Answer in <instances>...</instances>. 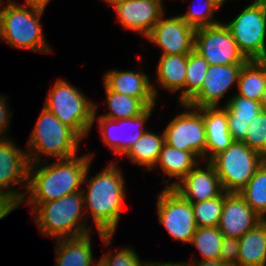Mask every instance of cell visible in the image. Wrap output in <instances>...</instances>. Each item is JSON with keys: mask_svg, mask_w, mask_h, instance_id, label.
<instances>
[{"mask_svg": "<svg viewBox=\"0 0 266 266\" xmlns=\"http://www.w3.org/2000/svg\"><path fill=\"white\" fill-rule=\"evenodd\" d=\"M148 266H187V264L185 263V262H165V263H163V262H150L149 261V264H148Z\"/></svg>", "mask_w": 266, "mask_h": 266, "instance_id": "40", "label": "cell"}, {"mask_svg": "<svg viewBox=\"0 0 266 266\" xmlns=\"http://www.w3.org/2000/svg\"><path fill=\"white\" fill-rule=\"evenodd\" d=\"M100 266H148L149 262H141L136 251L131 247L112 253L109 250L98 260Z\"/></svg>", "mask_w": 266, "mask_h": 266, "instance_id": "35", "label": "cell"}, {"mask_svg": "<svg viewBox=\"0 0 266 266\" xmlns=\"http://www.w3.org/2000/svg\"><path fill=\"white\" fill-rule=\"evenodd\" d=\"M26 6L8 0L5 7L0 9V38L15 48L52 52L44 40L40 23L45 8L29 4Z\"/></svg>", "mask_w": 266, "mask_h": 266, "instance_id": "4", "label": "cell"}, {"mask_svg": "<svg viewBox=\"0 0 266 266\" xmlns=\"http://www.w3.org/2000/svg\"><path fill=\"white\" fill-rule=\"evenodd\" d=\"M236 86V95L260 102L266 86V60H250L243 65Z\"/></svg>", "mask_w": 266, "mask_h": 266, "instance_id": "26", "label": "cell"}, {"mask_svg": "<svg viewBox=\"0 0 266 266\" xmlns=\"http://www.w3.org/2000/svg\"><path fill=\"white\" fill-rule=\"evenodd\" d=\"M2 4H3V2H2V0H0V9L2 8L1 6H2Z\"/></svg>", "mask_w": 266, "mask_h": 266, "instance_id": "44", "label": "cell"}, {"mask_svg": "<svg viewBox=\"0 0 266 266\" xmlns=\"http://www.w3.org/2000/svg\"><path fill=\"white\" fill-rule=\"evenodd\" d=\"M225 201V191L212 199L192 203L197 227H218Z\"/></svg>", "mask_w": 266, "mask_h": 266, "instance_id": "32", "label": "cell"}, {"mask_svg": "<svg viewBox=\"0 0 266 266\" xmlns=\"http://www.w3.org/2000/svg\"><path fill=\"white\" fill-rule=\"evenodd\" d=\"M242 141L266 158V111L262 110L248 125Z\"/></svg>", "mask_w": 266, "mask_h": 266, "instance_id": "34", "label": "cell"}, {"mask_svg": "<svg viewBox=\"0 0 266 266\" xmlns=\"http://www.w3.org/2000/svg\"><path fill=\"white\" fill-rule=\"evenodd\" d=\"M238 193L259 216L266 220V160Z\"/></svg>", "mask_w": 266, "mask_h": 266, "instance_id": "29", "label": "cell"}, {"mask_svg": "<svg viewBox=\"0 0 266 266\" xmlns=\"http://www.w3.org/2000/svg\"><path fill=\"white\" fill-rule=\"evenodd\" d=\"M186 111L173 118L164 130L165 142L179 150L194 152L206 161L207 136L203 108L181 103ZM189 109V110H188Z\"/></svg>", "mask_w": 266, "mask_h": 266, "instance_id": "9", "label": "cell"}, {"mask_svg": "<svg viewBox=\"0 0 266 266\" xmlns=\"http://www.w3.org/2000/svg\"><path fill=\"white\" fill-rule=\"evenodd\" d=\"M29 165L27 152L9 140V137L0 138V191L13 196L20 204L27 199L25 194L28 186ZM20 184L24 186L23 193L14 190V186Z\"/></svg>", "mask_w": 266, "mask_h": 266, "instance_id": "12", "label": "cell"}, {"mask_svg": "<svg viewBox=\"0 0 266 266\" xmlns=\"http://www.w3.org/2000/svg\"><path fill=\"white\" fill-rule=\"evenodd\" d=\"M90 166L87 169L84 183L87 185V193H84V203L86 213L89 211L94 220L96 228L104 245L108 246L112 241L113 234L117 228L123 200L125 195V181L116 163L111 162L108 166L86 180ZM86 193V195H85Z\"/></svg>", "mask_w": 266, "mask_h": 266, "instance_id": "2", "label": "cell"}, {"mask_svg": "<svg viewBox=\"0 0 266 266\" xmlns=\"http://www.w3.org/2000/svg\"><path fill=\"white\" fill-rule=\"evenodd\" d=\"M26 4L35 5L42 8H46L50 0H24Z\"/></svg>", "mask_w": 266, "mask_h": 266, "instance_id": "41", "label": "cell"}, {"mask_svg": "<svg viewBox=\"0 0 266 266\" xmlns=\"http://www.w3.org/2000/svg\"><path fill=\"white\" fill-rule=\"evenodd\" d=\"M187 67V55H161L156 67L158 86L167 91L176 92L183 90L179 103H185V78ZM160 84V85H159Z\"/></svg>", "mask_w": 266, "mask_h": 266, "instance_id": "23", "label": "cell"}, {"mask_svg": "<svg viewBox=\"0 0 266 266\" xmlns=\"http://www.w3.org/2000/svg\"><path fill=\"white\" fill-rule=\"evenodd\" d=\"M238 266H266V220L239 239Z\"/></svg>", "mask_w": 266, "mask_h": 266, "instance_id": "25", "label": "cell"}, {"mask_svg": "<svg viewBox=\"0 0 266 266\" xmlns=\"http://www.w3.org/2000/svg\"><path fill=\"white\" fill-rule=\"evenodd\" d=\"M157 214L159 223L174 240L190 244L197 229L192 203L173 188H164L157 197Z\"/></svg>", "mask_w": 266, "mask_h": 266, "instance_id": "11", "label": "cell"}, {"mask_svg": "<svg viewBox=\"0 0 266 266\" xmlns=\"http://www.w3.org/2000/svg\"><path fill=\"white\" fill-rule=\"evenodd\" d=\"M81 140L71 128L61 123L43 107L27 144L31 151V153L27 152L29 162H42L43 158L40 159L39 154L51 156L57 160L76 156Z\"/></svg>", "mask_w": 266, "mask_h": 266, "instance_id": "6", "label": "cell"}, {"mask_svg": "<svg viewBox=\"0 0 266 266\" xmlns=\"http://www.w3.org/2000/svg\"><path fill=\"white\" fill-rule=\"evenodd\" d=\"M114 7L119 23L125 29L140 33L145 38L165 15L162 0H126Z\"/></svg>", "mask_w": 266, "mask_h": 266, "instance_id": "16", "label": "cell"}, {"mask_svg": "<svg viewBox=\"0 0 266 266\" xmlns=\"http://www.w3.org/2000/svg\"><path fill=\"white\" fill-rule=\"evenodd\" d=\"M223 238L218 227H197L190 244L200 251L202 260H219Z\"/></svg>", "mask_w": 266, "mask_h": 266, "instance_id": "30", "label": "cell"}, {"mask_svg": "<svg viewBox=\"0 0 266 266\" xmlns=\"http://www.w3.org/2000/svg\"><path fill=\"white\" fill-rule=\"evenodd\" d=\"M225 2L226 0H202V4L198 9L190 6L189 11L186 14L180 15V17L195 29L214 26L221 22L212 20L214 18L213 15Z\"/></svg>", "mask_w": 266, "mask_h": 266, "instance_id": "33", "label": "cell"}, {"mask_svg": "<svg viewBox=\"0 0 266 266\" xmlns=\"http://www.w3.org/2000/svg\"><path fill=\"white\" fill-rule=\"evenodd\" d=\"M21 204L11 195L0 191V220L6 217L12 210H15Z\"/></svg>", "mask_w": 266, "mask_h": 266, "instance_id": "37", "label": "cell"}, {"mask_svg": "<svg viewBox=\"0 0 266 266\" xmlns=\"http://www.w3.org/2000/svg\"><path fill=\"white\" fill-rule=\"evenodd\" d=\"M219 259L227 266H238L239 239L224 236Z\"/></svg>", "mask_w": 266, "mask_h": 266, "instance_id": "36", "label": "cell"}, {"mask_svg": "<svg viewBox=\"0 0 266 266\" xmlns=\"http://www.w3.org/2000/svg\"><path fill=\"white\" fill-rule=\"evenodd\" d=\"M55 247V266H97L93 264L91 233L74 238L59 239ZM93 262V263H92Z\"/></svg>", "mask_w": 266, "mask_h": 266, "instance_id": "22", "label": "cell"}, {"mask_svg": "<svg viewBox=\"0 0 266 266\" xmlns=\"http://www.w3.org/2000/svg\"><path fill=\"white\" fill-rule=\"evenodd\" d=\"M243 65H210L202 88L187 102L196 107H217L232 85L238 82Z\"/></svg>", "mask_w": 266, "mask_h": 266, "instance_id": "15", "label": "cell"}, {"mask_svg": "<svg viewBox=\"0 0 266 266\" xmlns=\"http://www.w3.org/2000/svg\"><path fill=\"white\" fill-rule=\"evenodd\" d=\"M108 114L100 115L113 120L133 118L140 116L148 107L138 98H133L122 93L111 91L105 84Z\"/></svg>", "mask_w": 266, "mask_h": 266, "instance_id": "28", "label": "cell"}, {"mask_svg": "<svg viewBox=\"0 0 266 266\" xmlns=\"http://www.w3.org/2000/svg\"><path fill=\"white\" fill-rule=\"evenodd\" d=\"M164 142V131L163 134H156L146 130L124 155L133 164L145 165L147 170L151 171L156 167Z\"/></svg>", "mask_w": 266, "mask_h": 266, "instance_id": "27", "label": "cell"}, {"mask_svg": "<svg viewBox=\"0 0 266 266\" xmlns=\"http://www.w3.org/2000/svg\"><path fill=\"white\" fill-rule=\"evenodd\" d=\"M228 128L233 141H242L247 133L248 125L263 110L260 102L234 95L225 104Z\"/></svg>", "mask_w": 266, "mask_h": 266, "instance_id": "21", "label": "cell"}, {"mask_svg": "<svg viewBox=\"0 0 266 266\" xmlns=\"http://www.w3.org/2000/svg\"><path fill=\"white\" fill-rule=\"evenodd\" d=\"M154 107H149L140 116L127 119L113 120L98 116L96 121L98 122L104 144L114 154L124 156L131 145L145 133L144 125L146 120L149 119ZM131 128L133 130H130Z\"/></svg>", "mask_w": 266, "mask_h": 266, "instance_id": "14", "label": "cell"}, {"mask_svg": "<svg viewBox=\"0 0 266 266\" xmlns=\"http://www.w3.org/2000/svg\"><path fill=\"white\" fill-rule=\"evenodd\" d=\"M105 1H106L107 4L115 6V5H117V4H119V3L123 2V1H126V0H105Z\"/></svg>", "mask_w": 266, "mask_h": 266, "instance_id": "43", "label": "cell"}, {"mask_svg": "<svg viewBox=\"0 0 266 266\" xmlns=\"http://www.w3.org/2000/svg\"><path fill=\"white\" fill-rule=\"evenodd\" d=\"M209 66L207 60L196 51L193 50L187 55L185 103L202 88Z\"/></svg>", "mask_w": 266, "mask_h": 266, "instance_id": "31", "label": "cell"}, {"mask_svg": "<svg viewBox=\"0 0 266 266\" xmlns=\"http://www.w3.org/2000/svg\"><path fill=\"white\" fill-rule=\"evenodd\" d=\"M84 205V193L78 191L39 206H32L31 211L36 215L35 223L41 234L59 240L80 237L91 232L84 218Z\"/></svg>", "mask_w": 266, "mask_h": 266, "instance_id": "3", "label": "cell"}, {"mask_svg": "<svg viewBox=\"0 0 266 266\" xmlns=\"http://www.w3.org/2000/svg\"><path fill=\"white\" fill-rule=\"evenodd\" d=\"M104 84L111 90L140 99L148 108L155 106L158 91L144 72L112 70L104 75Z\"/></svg>", "mask_w": 266, "mask_h": 266, "instance_id": "19", "label": "cell"}, {"mask_svg": "<svg viewBox=\"0 0 266 266\" xmlns=\"http://www.w3.org/2000/svg\"><path fill=\"white\" fill-rule=\"evenodd\" d=\"M155 24L146 37L162 49L161 55H188L194 50L196 29L188 25L180 16L163 18Z\"/></svg>", "mask_w": 266, "mask_h": 266, "instance_id": "13", "label": "cell"}, {"mask_svg": "<svg viewBox=\"0 0 266 266\" xmlns=\"http://www.w3.org/2000/svg\"><path fill=\"white\" fill-rule=\"evenodd\" d=\"M203 121L205 124L207 145L206 161L225 151L233 142L228 128L227 111L217 107H203Z\"/></svg>", "mask_w": 266, "mask_h": 266, "instance_id": "20", "label": "cell"}, {"mask_svg": "<svg viewBox=\"0 0 266 266\" xmlns=\"http://www.w3.org/2000/svg\"><path fill=\"white\" fill-rule=\"evenodd\" d=\"M82 156V157H81ZM58 159L53 164L45 161L30 163L25 197L31 206H39L65 195L82 191V184L93 154Z\"/></svg>", "mask_w": 266, "mask_h": 266, "instance_id": "1", "label": "cell"}, {"mask_svg": "<svg viewBox=\"0 0 266 266\" xmlns=\"http://www.w3.org/2000/svg\"><path fill=\"white\" fill-rule=\"evenodd\" d=\"M206 168L197 165L173 189L190 203L202 202L221 195L224 190L213 165L206 161Z\"/></svg>", "mask_w": 266, "mask_h": 266, "instance_id": "18", "label": "cell"}, {"mask_svg": "<svg viewBox=\"0 0 266 266\" xmlns=\"http://www.w3.org/2000/svg\"><path fill=\"white\" fill-rule=\"evenodd\" d=\"M199 159L194 152L179 150L164 142L156 166L159 165L170 179L177 178L175 182L169 186L166 185L165 188H173L196 165H199Z\"/></svg>", "mask_w": 266, "mask_h": 266, "instance_id": "24", "label": "cell"}, {"mask_svg": "<svg viewBox=\"0 0 266 266\" xmlns=\"http://www.w3.org/2000/svg\"><path fill=\"white\" fill-rule=\"evenodd\" d=\"M263 220L239 193L225 192L223 211L218 224L223 236L240 239Z\"/></svg>", "mask_w": 266, "mask_h": 266, "instance_id": "17", "label": "cell"}, {"mask_svg": "<svg viewBox=\"0 0 266 266\" xmlns=\"http://www.w3.org/2000/svg\"><path fill=\"white\" fill-rule=\"evenodd\" d=\"M265 160L243 141H233L225 151L215 155L209 162L217 172L223 190L238 193Z\"/></svg>", "mask_w": 266, "mask_h": 266, "instance_id": "7", "label": "cell"}, {"mask_svg": "<svg viewBox=\"0 0 266 266\" xmlns=\"http://www.w3.org/2000/svg\"><path fill=\"white\" fill-rule=\"evenodd\" d=\"M6 99L7 97L0 95V138H6L4 133L9 129V121L12 114L5 103Z\"/></svg>", "mask_w": 266, "mask_h": 266, "instance_id": "38", "label": "cell"}, {"mask_svg": "<svg viewBox=\"0 0 266 266\" xmlns=\"http://www.w3.org/2000/svg\"><path fill=\"white\" fill-rule=\"evenodd\" d=\"M44 107L82 140L97 118L96 103H92L77 87L62 78L51 87Z\"/></svg>", "mask_w": 266, "mask_h": 266, "instance_id": "5", "label": "cell"}, {"mask_svg": "<svg viewBox=\"0 0 266 266\" xmlns=\"http://www.w3.org/2000/svg\"><path fill=\"white\" fill-rule=\"evenodd\" d=\"M196 261V262H195ZM187 266H227L220 259L219 260H193V262H186Z\"/></svg>", "mask_w": 266, "mask_h": 266, "instance_id": "39", "label": "cell"}, {"mask_svg": "<svg viewBox=\"0 0 266 266\" xmlns=\"http://www.w3.org/2000/svg\"><path fill=\"white\" fill-rule=\"evenodd\" d=\"M194 51L204 57L209 65H245L249 61L222 22L196 29Z\"/></svg>", "mask_w": 266, "mask_h": 266, "instance_id": "10", "label": "cell"}, {"mask_svg": "<svg viewBox=\"0 0 266 266\" xmlns=\"http://www.w3.org/2000/svg\"><path fill=\"white\" fill-rule=\"evenodd\" d=\"M260 104L262 106V109L264 111H266V86H265V89L263 91V94H262V97H261V100H260Z\"/></svg>", "mask_w": 266, "mask_h": 266, "instance_id": "42", "label": "cell"}, {"mask_svg": "<svg viewBox=\"0 0 266 266\" xmlns=\"http://www.w3.org/2000/svg\"><path fill=\"white\" fill-rule=\"evenodd\" d=\"M225 26L250 60H266V0H255Z\"/></svg>", "mask_w": 266, "mask_h": 266, "instance_id": "8", "label": "cell"}]
</instances>
